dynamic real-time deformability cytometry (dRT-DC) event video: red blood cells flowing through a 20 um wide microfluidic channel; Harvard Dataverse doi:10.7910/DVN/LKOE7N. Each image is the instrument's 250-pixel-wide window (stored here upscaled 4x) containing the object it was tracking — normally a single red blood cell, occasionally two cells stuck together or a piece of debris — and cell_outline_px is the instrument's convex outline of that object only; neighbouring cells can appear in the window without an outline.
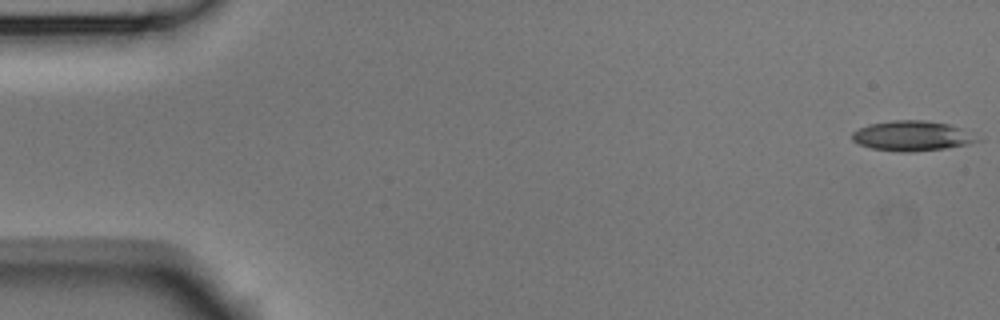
{"species": "Egyptian fruit bat (a non-hibernating species)", "species_latin": "Rousettus aegyptiacus", "temperature_condition": "room temperature", "stored_images_in_passage": 5, "segment_of_instrument_passage": [1, 2], "camera_frame_rate_fps": 3000, "um_per_image_px": 0.085, "animal": {"sex": "male"}, "frame": {"image": 1, "passage_image": 1, "time_ms": 0.0, "image_size_px": [1000, 320], "cell_outline_px": [[984, 140], [968, 144], [944, 148], [912, 152], [900, 152], [872, 148], [860, 144], [852, 140], [852, 132], [868, 124], [892, 120], [924, 120], [948, 124], [960, 128]], "centroid_in_image_um": [77.52, 11.55], "position_along_channel_um": 7.5, "area_um2": 21.79}}
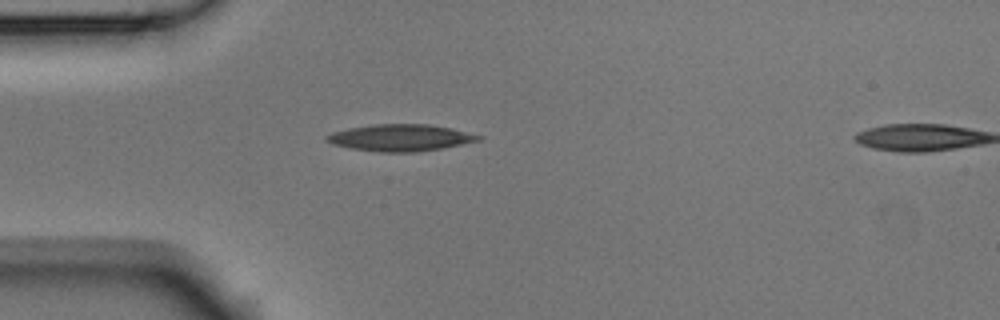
{"frame": {"image": 2, "passage_image": 4, "time_ms": 1.0, "image_size_px": [1000, 320], "cell_outline_px": [[484, 136], [480, 140], [440, 148], [412, 152], [380, 152], [352, 148], [332, 144], [324, 140], [324, 136], [332, 132], [348, 128], [372, 124], [428, 124], [452, 128]], "centroid_in_image_um": [34.0, 11.69], "position_along_channel_um": 51.0, "area_um2": 23.58}}